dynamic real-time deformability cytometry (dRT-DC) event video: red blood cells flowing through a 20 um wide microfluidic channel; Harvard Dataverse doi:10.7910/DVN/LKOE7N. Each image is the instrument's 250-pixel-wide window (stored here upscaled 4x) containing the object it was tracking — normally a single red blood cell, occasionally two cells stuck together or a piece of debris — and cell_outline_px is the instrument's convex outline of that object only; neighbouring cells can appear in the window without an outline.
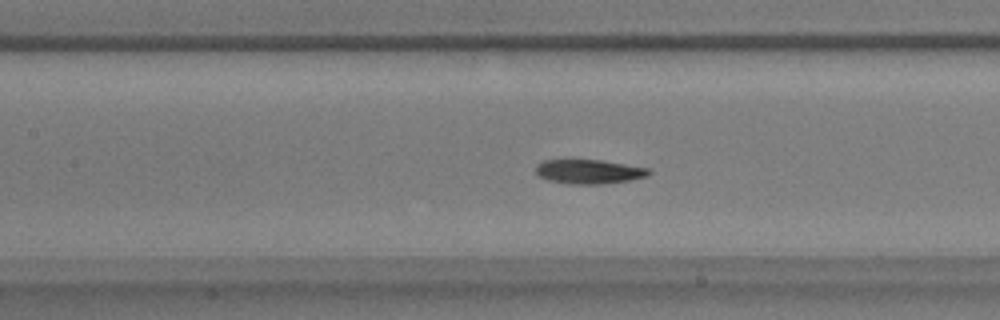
{"species": "common noctule bat (a hibernating species)", "species_latin": "Nyctalus noctula", "temperature_condition": "warm", "stored_images_in_passage": 43, "camera_frame_rate_fps": 3000, "um_per_image_px": 0.085, "animal": {"sex": "male", "body_mass_g": 17.9}, "frame": {"image": 1, "passage_image": 11, "time_ms": 3.333, "image_size_px": [1000, 320], "cell_outline_px": [[652, 172], [648, 176], [628, 180], [600, 184], [572, 184], [548, 180], [540, 176], [536, 172], [536, 164], [544, 160], [600, 160], [648, 168]], "centroid_in_image_um": [50.05, 14.58], "position_along_channel_um": 157.3, "area_um2": 15.78}}
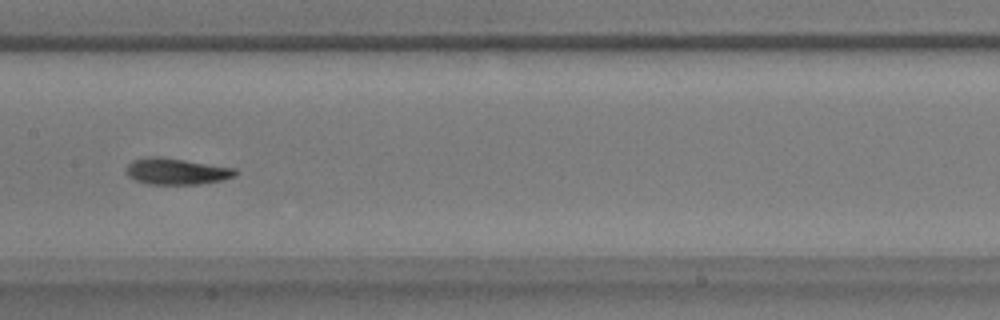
{"frame": {"image": 2, "passage_image": 14, "time_ms": 4.333, "image_size_px": [1000, 320], "cell_outline_px": [[236, 176], [220, 180], [200, 184], [148, 184], [136, 180], [128, 176], [128, 164], [136, 160], [148, 156], [160, 156], [236, 168]], "centroid_in_image_um": [15.03, 14.56], "position_along_channel_um": 192.4, "area_um2": 16.53}}
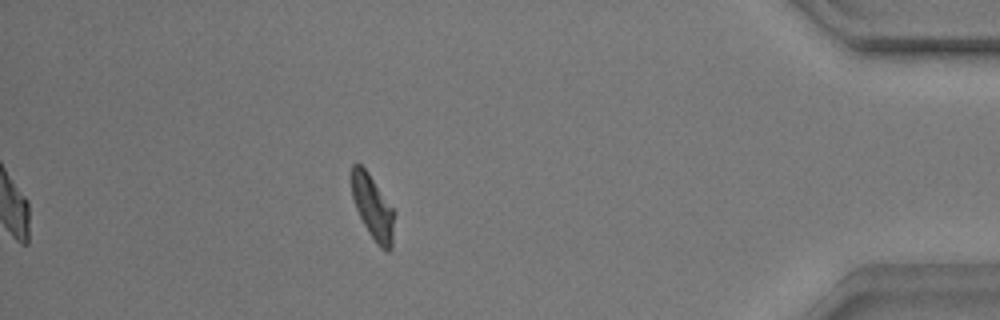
{"frame": {"image": 3, "passage_image": 36, "time_ms": 11.667, "image_size_px": [1000, 320], "cell_outline_px": [[396, 212], [392, 248], [388, 252], [380, 248], [376, 244], [368, 232], [356, 208], [352, 196], [352, 164], [360, 164], [368, 172]], "centroid_in_image_um": [31.73, 17.68], "position_along_channel_um": 403.5, "area_um2": 16.07}, "authors_computed_cell_mechanics": {"area_um2": 16.2418, "velocity_mm_per_s": 3.5109, "shape_relaxation_time_tau1_ms": 3.3961, "shape_relaxation_time_tau2_ms": 2.2194, "deformation_change_tau1": 0.183, "deformation_change_tau2": 0.0966}}